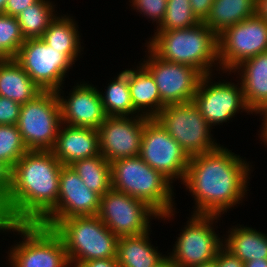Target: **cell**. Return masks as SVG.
I'll list each match as a JSON object with an SVG mask.
<instances>
[{
  "instance_id": "6da1fadb",
  "label": "cell",
  "mask_w": 267,
  "mask_h": 267,
  "mask_svg": "<svg viewBox=\"0 0 267 267\" xmlns=\"http://www.w3.org/2000/svg\"><path fill=\"white\" fill-rule=\"evenodd\" d=\"M250 168L249 162L222 145L191 156L182 183L194 197L192 214L221 216L240 204L248 191Z\"/></svg>"
},
{
  "instance_id": "7a4b0ae2",
  "label": "cell",
  "mask_w": 267,
  "mask_h": 267,
  "mask_svg": "<svg viewBox=\"0 0 267 267\" xmlns=\"http://www.w3.org/2000/svg\"><path fill=\"white\" fill-rule=\"evenodd\" d=\"M63 164L51 151H28L11 169L4 222L40 223L57 205Z\"/></svg>"
},
{
  "instance_id": "3957f363",
  "label": "cell",
  "mask_w": 267,
  "mask_h": 267,
  "mask_svg": "<svg viewBox=\"0 0 267 267\" xmlns=\"http://www.w3.org/2000/svg\"><path fill=\"white\" fill-rule=\"evenodd\" d=\"M147 43L158 58L189 65L202 75L213 73L215 64L219 67L218 35L204 22L189 28L156 31Z\"/></svg>"
},
{
  "instance_id": "277c9868",
  "label": "cell",
  "mask_w": 267,
  "mask_h": 267,
  "mask_svg": "<svg viewBox=\"0 0 267 267\" xmlns=\"http://www.w3.org/2000/svg\"><path fill=\"white\" fill-rule=\"evenodd\" d=\"M171 184L139 155L111 162V188L144 201L164 220L175 213Z\"/></svg>"
},
{
  "instance_id": "5b68a950",
  "label": "cell",
  "mask_w": 267,
  "mask_h": 267,
  "mask_svg": "<svg viewBox=\"0 0 267 267\" xmlns=\"http://www.w3.org/2000/svg\"><path fill=\"white\" fill-rule=\"evenodd\" d=\"M53 230L61 237L70 266L117 257L118 237L94 216H75L61 220Z\"/></svg>"
},
{
  "instance_id": "8992f818",
  "label": "cell",
  "mask_w": 267,
  "mask_h": 267,
  "mask_svg": "<svg viewBox=\"0 0 267 267\" xmlns=\"http://www.w3.org/2000/svg\"><path fill=\"white\" fill-rule=\"evenodd\" d=\"M18 232L22 241L10 249L12 267H71L61 237L39 223L4 222L0 231Z\"/></svg>"
},
{
  "instance_id": "52a82bcc",
  "label": "cell",
  "mask_w": 267,
  "mask_h": 267,
  "mask_svg": "<svg viewBox=\"0 0 267 267\" xmlns=\"http://www.w3.org/2000/svg\"><path fill=\"white\" fill-rule=\"evenodd\" d=\"M61 124L56 91H42L21 105L17 126L28 151H51Z\"/></svg>"
},
{
  "instance_id": "ba28073f",
  "label": "cell",
  "mask_w": 267,
  "mask_h": 267,
  "mask_svg": "<svg viewBox=\"0 0 267 267\" xmlns=\"http://www.w3.org/2000/svg\"><path fill=\"white\" fill-rule=\"evenodd\" d=\"M155 119L189 157L220 147L212 137V127L193 101L166 105Z\"/></svg>"
},
{
  "instance_id": "9c48e42d",
  "label": "cell",
  "mask_w": 267,
  "mask_h": 267,
  "mask_svg": "<svg viewBox=\"0 0 267 267\" xmlns=\"http://www.w3.org/2000/svg\"><path fill=\"white\" fill-rule=\"evenodd\" d=\"M221 216L193 214L168 253L177 267H192L215 260L223 240L212 226Z\"/></svg>"
},
{
  "instance_id": "30bf717a",
  "label": "cell",
  "mask_w": 267,
  "mask_h": 267,
  "mask_svg": "<svg viewBox=\"0 0 267 267\" xmlns=\"http://www.w3.org/2000/svg\"><path fill=\"white\" fill-rule=\"evenodd\" d=\"M97 216L118 238L150 231L151 217L160 215L144 201L110 188L100 198Z\"/></svg>"
},
{
  "instance_id": "8fae6325",
  "label": "cell",
  "mask_w": 267,
  "mask_h": 267,
  "mask_svg": "<svg viewBox=\"0 0 267 267\" xmlns=\"http://www.w3.org/2000/svg\"><path fill=\"white\" fill-rule=\"evenodd\" d=\"M267 51V22L257 15L218 35L219 70L231 74L243 61Z\"/></svg>"
},
{
  "instance_id": "7c38bea8",
  "label": "cell",
  "mask_w": 267,
  "mask_h": 267,
  "mask_svg": "<svg viewBox=\"0 0 267 267\" xmlns=\"http://www.w3.org/2000/svg\"><path fill=\"white\" fill-rule=\"evenodd\" d=\"M140 158L171 183L183 182L190 157L155 119L144 123Z\"/></svg>"
},
{
  "instance_id": "4fadbf2b",
  "label": "cell",
  "mask_w": 267,
  "mask_h": 267,
  "mask_svg": "<svg viewBox=\"0 0 267 267\" xmlns=\"http://www.w3.org/2000/svg\"><path fill=\"white\" fill-rule=\"evenodd\" d=\"M43 91H57L74 64L42 38L25 39L14 58Z\"/></svg>"
},
{
  "instance_id": "5bb4252c",
  "label": "cell",
  "mask_w": 267,
  "mask_h": 267,
  "mask_svg": "<svg viewBox=\"0 0 267 267\" xmlns=\"http://www.w3.org/2000/svg\"><path fill=\"white\" fill-rule=\"evenodd\" d=\"M141 63L153 76L161 97V110L170 104L193 101L202 74L195 68L158 58L149 48Z\"/></svg>"
},
{
  "instance_id": "9a60e30c",
  "label": "cell",
  "mask_w": 267,
  "mask_h": 267,
  "mask_svg": "<svg viewBox=\"0 0 267 267\" xmlns=\"http://www.w3.org/2000/svg\"><path fill=\"white\" fill-rule=\"evenodd\" d=\"M211 78L212 74L202 76L193 98L200 114L211 127L228 122L240 110L253 114L244 100L241 84L213 83Z\"/></svg>"
},
{
  "instance_id": "2e32d148",
  "label": "cell",
  "mask_w": 267,
  "mask_h": 267,
  "mask_svg": "<svg viewBox=\"0 0 267 267\" xmlns=\"http://www.w3.org/2000/svg\"><path fill=\"white\" fill-rule=\"evenodd\" d=\"M100 198L99 194L88 189L70 165H63L57 205L39 224L53 229L66 218L97 215Z\"/></svg>"
},
{
  "instance_id": "e0dca14e",
  "label": "cell",
  "mask_w": 267,
  "mask_h": 267,
  "mask_svg": "<svg viewBox=\"0 0 267 267\" xmlns=\"http://www.w3.org/2000/svg\"><path fill=\"white\" fill-rule=\"evenodd\" d=\"M147 119L144 116H107L97 129L100 154L110 163L138 156Z\"/></svg>"
},
{
  "instance_id": "ac0fdd59",
  "label": "cell",
  "mask_w": 267,
  "mask_h": 267,
  "mask_svg": "<svg viewBox=\"0 0 267 267\" xmlns=\"http://www.w3.org/2000/svg\"><path fill=\"white\" fill-rule=\"evenodd\" d=\"M61 89L59 88L56 93L60 102L62 123L68 126L98 129L107 117L99 90L91 84L82 82L73 87L66 99L61 96L63 92Z\"/></svg>"
},
{
  "instance_id": "d6986e66",
  "label": "cell",
  "mask_w": 267,
  "mask_h": 267,
  "mask_svg": "<svg viewBox=\"0 0 267 267\" xmlns=\"http://www.w3.org/2000/svg\"><path fill=\"white\" fill-rule=\"evenodd\" d=\"M51 152L63 165H70L78 159L99 155L98 130L62 123Z\"/></svg>"
},
{
  "instance_id": "ffe728a7",
  "label": "cell",
  "mask_w": 267,
  "mask_h": 267,
  "mask_svg": "<svg viewBox=\"0 0 267 267\" xmlns=\"http://www.w3.org/2000/svg\"><path fill=\"white\" fill-rule=\"evenodd\" d=\"M239 74L248 108L257 113L267 103V51L249 58L232 70Z\"/></svg>"
},
{
  "instance_id": "44dd1931",
  "label": "cell",
  "mask_w": 267,
  "mask_h": 267,
  "mask_svg": "<svg viewBox=\"0 0 267 267\" xmlns=\"http://www.w3.org/2000/svg\"><path fill=\"white\" fill-rule=\"evenodd\" d=\"M139 65L134 70H127L134 114L155 118L161 112L159 90L151 73L142 64Z\"/></svg>"
},
{
  "instance_id": "7402d4cb",
  "label": "cell",
  "mask_w": 267,
  "mask_h": 267,
  "mask_svg": "<svg viewBox=\"0 0 267 267\" xmlns=\"http://www.w3.org/2000/svg\"><path fill=\"white\" fill-rule=\"evenodd\" d=\"M42 91L14 58L0 59V96L22 105Z\"/></svg>"
},
{
  "instance_id": "603a6c76",
  "label": "cell",
  "mask_w": 267,
  "mask_h": 267,
  "mask_svg": "<svg viewBox=\"0 0 267 267\" xmlns=\"http://www.w3.org/2000/svg\"><path fill=\"white\" fill-rule=\"evenodd\" d=\"M231 227L223 241V247L243 263L267 259V234L245 226Z\"/></svg>"
},
{
  "instance_id": "cb8c5ba5",
  "label": "cell",
  "mask_w": 267,
  "mask_h": 267,
  "mask_svg": "<svg viewBox=\"0 0 267 267\" xmlns=\"http://www.w3.org/2000/svg\"><path fill=\"white\" fill-rule=\"evenodd\" d=\"M149 241V231L142 235L119 237L117 260L120 267H154L158 264L165 255Z\"/></svg>"
},
{
  "instance_id": "d4e9b609",
  "label": "cell",
  "mask_w": 267,
  "mask_h": 267,
  "mask_svg": "<svg viewBox=\"0 0 267 267\" xmlns=\"http://www.w3.org/2000/svg\"><path fill=\"white\" fill-rule=\"evenodd\" d=\"M256 15V0H214L204 23L217 35Z\"/></svg>"
},
{
  "instance_id": "484cf974",
  "label": "cell",
  "mask_w": 267,
  "mask_h": 267,
  "mask_svg": "<svg viewBox=\"0 0 267 267\" xmlns=\"http://www.w3.org/2000/svg\"><path fill=\"white\" fill-rule=\"evenodd\" d=\"M70 16H57L42 35V40L65 54L73 63L82 51L78 25Z\"/></svg>"
},
{
  "instance_id": "4316f807",
  "label": "cell",
  "mask_w": 267,
  "mask_h": 267,
  "mask_svg": "<svg viewBox=\"0 0 267 267\" xmlns=\"http://www.w3.org/2000/svg\"><path fill=\"white\" fill-rule=\"evenodd\" d=\"M88 189L103 196L111 188V163L101 154L70 164Z\"/></svg>"
},
{
  "instance_id": "83f0119b",
  "label": "cell",
  "mask_w": 267,
  "mask_h": 267,
  "mask_svg": "<svg viewBox=\"0 0 267 267\" xmlns=\"http://www.w3.org/2000/svg\"><path fill=\"white\" fill-rule=\"evenodd\" d=\"M106 116H135L128 84L127 69L108 83L104 93L100 92Z\"/></svg>"
},
{
  "instance_id": "f1b7e54d",
  "label": "cell",
  "mask_w": 267,
  "mask_h": 267,
  "mask_svg": "<svg viewBox=\"0 0 267 267\" xmlns=\"http://www.w3.org/2000/svg\"><path fill=\"white\" fill-rule=\"evenodd\" d=\"M54 6L50 0H38L16 16L24 39L42 37L58 15Z\"/></svg>"
},
{
  "instance_id": "f546056e",
  "label": "cell",
  "mask_w": 267,
  "mask_h": 267,
  "mask_svg": "<svg viewBox=\"0 0 267 267\" xmlns=\"http://www.w3.org/2000/svg\"><path fill=\"white\" fill-rule=\"evenodd\" d=\"M199 23L192 12L190 0H167L165 17L155 31L189 28Z\"/></svg>"
},
{
  "instance_id": "4dcf8cb0",
  "label": "cell",
  "mask_w": 267,
  "mask_h": 267,
  "mask_svg": "<svg viewBox=\"0 0 267 267\" xmlns=\"http://www.w3.org/2000/svg\"><path fill=\"white\" fill-rule=\"evenodd\" d=\"M28 149L17 125H0V161L10 169Z\"/></svg>"
},
{
  "instance_id": "1f68e13d",
  "label": "cell",
  "mask_w": 267,
  "mask_h": 267,
  "mask_svg": "<svg viewBox=\"0 0 267 267\" xmlns=\"http://www.w3.org/2000/svg\"><path fill=\"white\" fill-rule=\"evenodd\" d=\"M25 42L16 17L0 14V59H13Z\"/></svg>"
},
{
  "instance_id": "d6a6232c",
  "label": "cell",
  "mask_w": 267,
  "mask_h": 267,
  "mask_svg": "<svg viewBox=\"0 0 267 267\" xmlns=\"http://www.w3.org/2000/svg\"><path fill=\"white\" fill-rule=\"evenodd\" d=\"M132 1V2H131ZM133 9L151 18L159 26L166 13L167 0H131Z\"/></svg>"
},
{
  "instance_id": "836d02e7",
  "label": "cell",
  "mask_w": 267,
  "mask_h": 267,
  "mask_svg": "<svg viewBox=\"0 0 267 267\" xmlns=\"http://www.w3.org/2000/svg\"><path fill=\"white\" fill-rule=\"evenodd\" d=\"M21 104L0 96V125H17Z\"/></svg>"
},
{
  "instance_id": "e575fe53",
  "label": "cell",
  "mask_w": 267,
  "mask_h": 267,
  "mask_svg": "<svg viewBox=\"0 0 267 267\" xmlns=\"http://www.w3.org/2000/svg\"><path fill=\"white\" fill-rule=\"evenodd\" d=\"M11 184V169L0 161V219L4 221V206Z\"/></svg>"
},
{
  "instance_id": "d590c367",
  "label": "cell",
  "mask_w": 267,
  "mask_h": 267,
  "mask_svg": "<svg viewBox=\"0 0 267 267\" xmlns=\"http://www.w3.org/2000/svg\"><path fill=\"white\" fill-rule=\"evenodd\" d=\"M217 267H244V263L222 247L215 258Z\"/></svg>"
},
{
  "instance_id": "8d00e7d4",
  "label": "cell",
  "mask_w": 267,
  "mask_h": 267,
  "mask_svg": "<svg viewBox=\"0 0 267 267\" xmlns=\"http://www.w3.org/2000/svg\"><path fill=\"white\" fill-rule=\"evenodd\" d=\"M214 0H190L193 14L200 22H204L210 13Z\"/></svg>"
},
{
  "instance_id": "74e56055",
  "label": "cell",
  "mask_w": 267,
  "mask_h": 267,
  "mask_svg": "<svg viewBox=\"0 0 267 267\" xmlns=\"http://www.w3.org/2000/svg\"><path fill=\"white\" fill-rule=\"evenodd\" d=\"M37 1L38 0H7L4 14L16 17L21 11Z\"/></svg>"
},
{
  "instance_id": "f35d334b",
  "label": "cell",
  "mask_w": 267,
  "mask_h": 267,
  "mask_svg": "<svg viewBox=\"0 0 267 267\" xmlns=\"http://www.w3.org/2000/svg\"><path fill=\"white\" fill-rule=\"evenodd\" d=\"M79 267H120L117 257L94 259L83 262Z\"/></svg>"
},
{
  "instance_id": "ab89813d",
  "label": "cell",
  "mask_w": 267,
  "mask_h": 267,
  "mask_svg": "<svg viewBox=\"0 0 267 267\" xmlns=\"http://www.w3.org/2000/svg\"><path fill=\"white\" fill-rule=\"evenodd\" d=\"M256 15L267 22V0H256Z\"/></svg>"
},
{
  "instance_id": "60d3db41",
  "label": "cell",
  "mask_w": 267,
  "mask_h": 267,
  "mask_svg": "<svg viewBox=\"0 0 267 267\" xmlns=\"http://www.w3.org/2000/svg\"><path fill=\"white\" fill-rule=\"evenodd\" d=\"M244 267H267V259H254L244 263Z\"/></svg>"
},
{
  "instance_id": "b9f144b4",
  "label": "cell",
  "mask_w": 267,
  "mask_h": 267,
  "mask_svg": "<svg viewBox=\"0 0 267 267\" xmlns=\"http://www.w3.org/2000/svg\"><path fill=\"white\" fill-rule=\"evenodd\" d=\"M262 117H263V119H262V121H263V123H262V130H261V134H259L260 135V137L262 138L261 140H263V142L267 145V114H260Z\"/></svg>"
},
{
  "instance_id": "7bdbcfd3",
  "label": "cell",
  "mask_w": 267,
  "mask_h": 267,
  "mask_svg": "<svg viewBox=\"0 0 267 267\" xmlns=\"http://www.w3.org/2000/svg\"><path fill=\"white\" fill-rule=\"evenodd\" d=\"M154 267H177L169 256H165L158 264Z\"/></svg>"
},
{
  "instance_id": "ee69618b",
  "label": "cell",
  "mask_w": 267,
  "mask_h": 267,
  "mask_svg": "<svg viewBox=\"0 0 267 267\" xmlns=\"http://www.w3.org/2000/svg\"><path fill=\"white\" fill-rule=\"evenodd\" d=\"M192 267H217V263H216L215 260H213L211 262L195 265V266H192Z\"/></svg>"
},
{
  "instance_id": "f6af8a7d",
  "label": "cell",
  "mask_w": 267,
  "mask_h": 267,
  "mask_svg": "<svg viewBox=\"0 0 267 267\" xmlns=\"http://www.w3.org/2000/svg\"><path fill=\"white\" fill-rule=\"evenodd\" d=\"M6 3L7 0H0V14H4Z\"/></svg>"
},
{
  "instance_id": "bcb514c9",
  "label": "cell",
  "mask_w": 267,
  "mask_h": 267,
  "mask_svg": "<svg viewBox=\"0 0 267 267\" xmlns=\"http://www.w3.org/2000/svg\"><path fill=\"white\" fill-rule=\"evenodd\" d=\"M267 114V103L257 112V114Z\"/></svg>"
},
{
  "instance_id": "7dc6e473",
  "label": "cell",
  "mask_w": 267,
  "mask_h": 267,
  "mask_svg": "<svg viewBox=\"0 0 267 267\" xmlns=\"http://www.w3.org/2000/svg\"><path fill=\"white\" fill-rule=\"evenodd\" d=\"M3 224H4V221L2 219H0V230H1V227H2Z\"/></svg>"
}]
</instances>
